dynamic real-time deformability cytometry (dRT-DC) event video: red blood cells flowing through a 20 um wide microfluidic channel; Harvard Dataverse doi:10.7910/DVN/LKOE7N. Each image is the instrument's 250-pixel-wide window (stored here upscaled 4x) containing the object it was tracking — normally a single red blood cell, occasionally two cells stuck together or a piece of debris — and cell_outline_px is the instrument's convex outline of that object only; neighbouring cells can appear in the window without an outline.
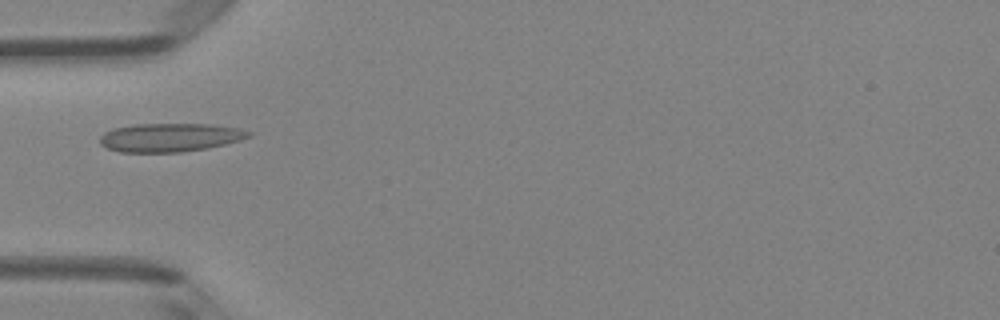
{"species": "Egyptian fruit bat (a non-hibernating species)", "species_latin": "Rousettus aegyptiacus", "temperature_condition": "room temperature", "stored_images_in_passage": 6, "camera_frame_rate_fps": 3000, "um_per_image_px": 0.085, "animal": {"sex": "female"}, "frame": {"image": 1, "passage_image": 5, "time_ms": 4.667, "image_size_px": [1000, 320], "cell_outline_px": [[252, 136], [240, 140], [208, 148], [180, 152], [120, 152], [108, 148], [100, 144], [100, 136], [104, 132], [112, 128], [132, 124], [212, 124], [240, 128], [252, 132]], "centroid_in_image_um": [14.45, 11.67], "position_along_channel_um": 70.5, "area_um2": 24.91}}
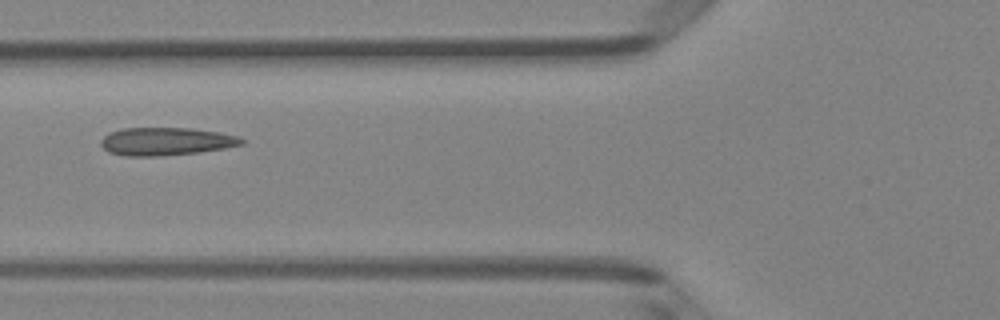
{"frame": {"image": 2, "passage_image": 6, "time_ms": 5.667, "image_size_px": [1000, 320], "cell_outline_px": [[244, 144], [224, 148], [200, 152], [160, 156], [124, 156], [108, 152], [100, 144], [100, 140], [104, 136], [112, 132], [124, 128], [188, 128], [220, 132], [240, 136], [244, 140]], "centroid_in_image_um": [14.13, 12.02], "position_along_channel_um": 111.7, "area_um2": 22.95}}